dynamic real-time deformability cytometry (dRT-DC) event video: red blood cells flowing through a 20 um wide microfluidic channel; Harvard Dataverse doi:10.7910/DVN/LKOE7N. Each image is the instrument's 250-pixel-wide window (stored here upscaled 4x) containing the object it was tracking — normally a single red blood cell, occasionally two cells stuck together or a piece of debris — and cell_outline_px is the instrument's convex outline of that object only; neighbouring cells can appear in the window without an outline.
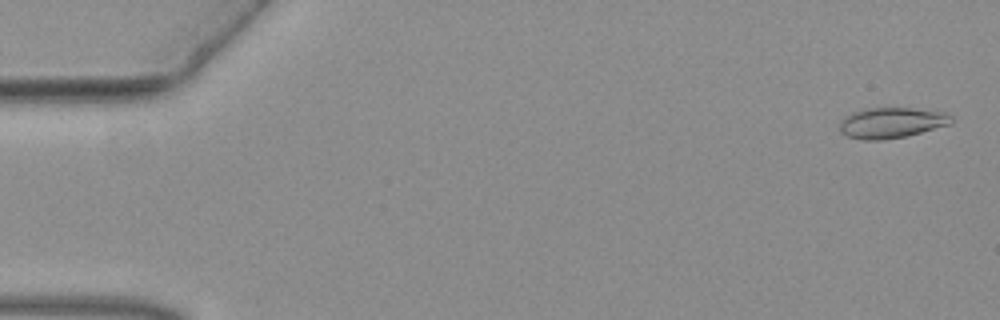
{"species": "common noctule bat (a hibernating species)", "species_latin": "Nyctalus noctula", "temperature_condition": "warm", "stored_images_in_passage": 53, "camera_frame_rate_fps": 3000, "um_per_image_px": 0.085, "animal": {"sex": "female", "body_mass_g": 19.3, "forearm_length_mm": 54.1}, "frame": {"image": 1, "passage_image": 2, "time_ms": 0.333, "image_size_px": [1000, 320], "cell_outline_px": [[952, 124], [904, 136], [880, 140], [864, 140], [848, 136], [840, 132], [840, 120], [844, 116], [852, 112], [864, 108], [912, 108], [948, 112], [952, 116]], "centroid_in_image_um": [75.78, 10.42], "position_along_channel_um": 9.2, "area_um2": 20.0}}
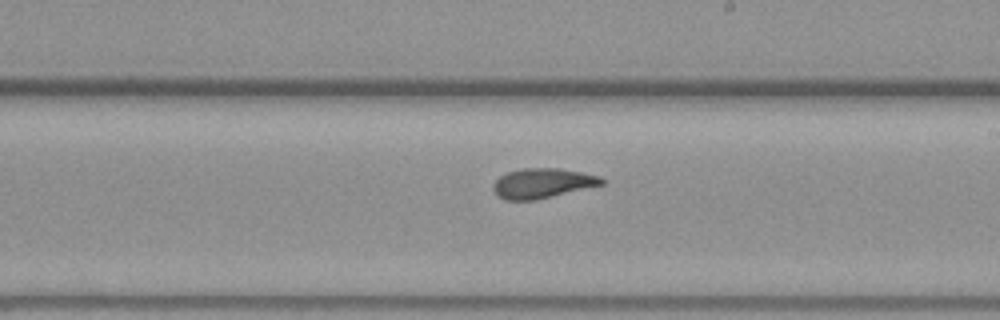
{"frame": {"image": 2, "passage_image": 31, "time_ms": 10.0, "image_size_px": [1000, 320], "cell_outline_px": [[604, 184], [536, 200], [504, 200], [492, 188], [492, 184], [500, 176], [508, 172], [524, 168], [560, 168], [600, 176], [604, 180]], "centroid_in_image_um": [46.11, 15.57], "position_along_channel_um": 242.9, "area_um2": 18.73}}
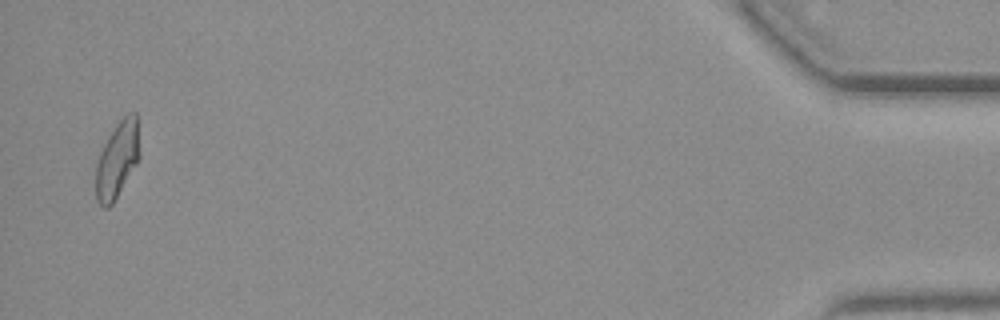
{"frame": {"image": 3, "passage_image": 52, "time_ms": 17.0, "image_size_px": [1000, 320], "cell_outline_px": [[140, 156], [136, 164], [112, 204], [108, 208], [104, 208], [96, 200], [96, 164], [100, 152], [108, 136], [116, 124], [128, 112], [136, 112], [140, 152]], "centroid_in_image_um": [9.96, 13.56], "position_along_channel_um": 425.2, "area_um2": 19.36}}